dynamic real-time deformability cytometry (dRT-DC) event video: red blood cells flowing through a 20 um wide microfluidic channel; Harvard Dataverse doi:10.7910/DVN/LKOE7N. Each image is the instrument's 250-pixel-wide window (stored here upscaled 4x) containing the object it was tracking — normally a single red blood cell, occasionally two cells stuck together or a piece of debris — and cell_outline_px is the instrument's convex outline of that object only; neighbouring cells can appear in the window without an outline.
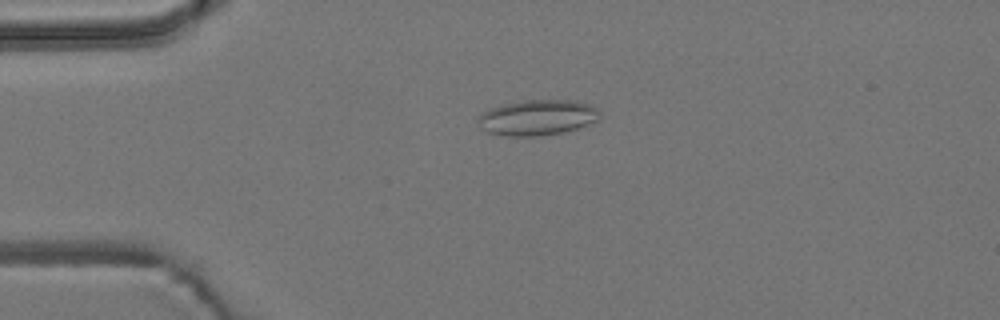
{"species": "common noctule bat (a hibernating species)", "species_latin": "Nyctalus noctula", "temperature_condition": "room temperature", "stored_images_in_passage": 6, "camera_frame_rate_fps": 3000, "um_per_image_px": 0.085, "animal": {"sex": "male", "body_mass_g": 19.2, "forearm_length_mm": 51.8}, "frame": {"image": 1, "passage_image": 4, "time_ms": 3.333, "image_size_px": [1000, 320], "cell_outline_px": [[600, 116], [596, 120], [576, 128], [564, 132], [536, 136], [508, 136], [488, 132], [480, 128], [476, 120], [480, 112], [488, 108], [504, 104], [524, 100], [576, 100], [592, 104], [600, 108]], "centroid_in_image_um": [45.65, 9.97], "position_along_channel_um": 39.3, "area_um2": 25.49}}